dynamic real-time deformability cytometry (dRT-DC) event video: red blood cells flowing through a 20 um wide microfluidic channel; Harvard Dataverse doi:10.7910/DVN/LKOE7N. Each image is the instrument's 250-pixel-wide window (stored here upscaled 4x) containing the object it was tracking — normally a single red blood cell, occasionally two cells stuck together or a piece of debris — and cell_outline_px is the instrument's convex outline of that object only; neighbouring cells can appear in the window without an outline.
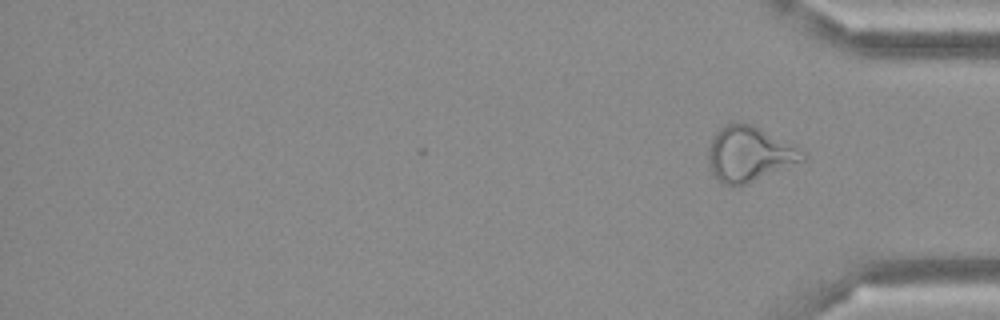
{"species": "Egyptian fruit bat (a non-hibernating species)", "species_latin": "Rousettus aegyptiacus", "temperature_condition": "cold", "stored_images_in_passage": 25, "camera_frame_rate_fps": 3000, "um_per_image_px": 0.085, "frame": {"image": 1, "passage_image": 25, "time_ms": 8.0, "image_size_px": [1000, 320], "cell_outline_px": [[808, 156], [804, 160], [748, 184], [724, 184], [712, 172], [708, 164], [708, 148], [716, 132], [720, 128], [736, 120], [740, 120], [752, 124], [792, 144], [804, 152]], "centroid_in_image_um": [63.69, 13.06], "position_along_channel_um": 371.5, "area_um2": 30.11}}